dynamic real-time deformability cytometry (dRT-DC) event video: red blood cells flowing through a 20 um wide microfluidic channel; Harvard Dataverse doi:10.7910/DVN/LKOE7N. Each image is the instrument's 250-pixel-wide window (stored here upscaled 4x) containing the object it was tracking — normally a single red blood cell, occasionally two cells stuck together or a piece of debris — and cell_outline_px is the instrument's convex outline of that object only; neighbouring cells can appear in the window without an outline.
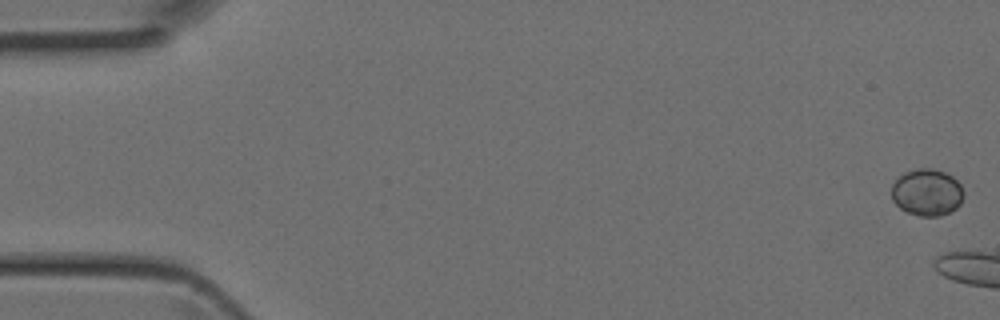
{"species": "Egyptian fruit bat (a non-hibernating species)", "species_latin": "Rousettus aegyptiacus", "temperature_condition": "room temperature", "stored_images_in_passage": 6, "camera_frame_rate_fps": 3000, "um_per_image_px": 0.085, "animal": {"sex": "female"}, "frame": {"image": 1, "passage_image": 1, "time_ms": 0.0, "image_size_px": [1000, 320], "cell_outline_px": [[964, 196], [960, 204], [956, 208], [940, 216], [920, 216], [908, 212], [900, 208], [892, 200], [892, 184], [904, 172], [916, 168], [932, 168], [944, 172], [952, 176], [960, 184], [964, 192]], "centroid_in_image_um": [78.8, 16.34], "position_along_channel_um": 6.2, "area_um2": 19.71}}